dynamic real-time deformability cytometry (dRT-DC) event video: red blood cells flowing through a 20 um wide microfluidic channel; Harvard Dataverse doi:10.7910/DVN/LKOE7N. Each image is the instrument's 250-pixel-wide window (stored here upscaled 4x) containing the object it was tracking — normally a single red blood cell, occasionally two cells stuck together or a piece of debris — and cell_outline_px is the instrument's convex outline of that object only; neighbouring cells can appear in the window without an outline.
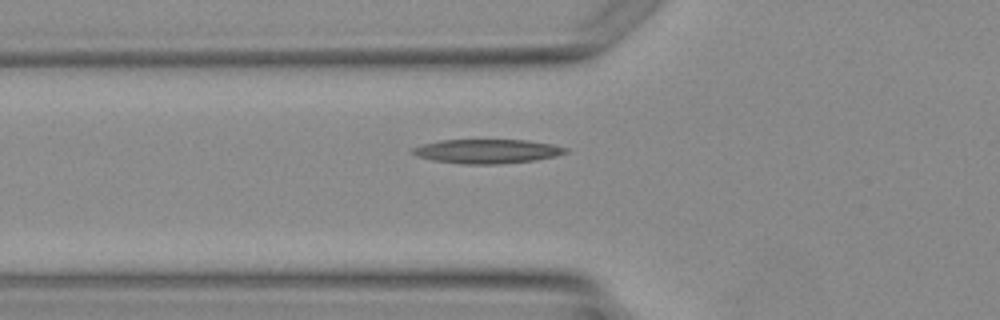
{"species": "Egyptian fruit bat (a non-hibernating species)", "species_latin": "Rousettus aegyptiacus", "temperature_condition": "warm", "stored_images_in_passage": 5, "camera_frame_rate_fps": 3000, "um_per_image_px": 0.085, "animal": {"sex": "female"}, "frame": {"image": 1, "passage_image": 5, "time_ms": 4.667, "image_size_px": [1000, 320], "cell_outline_px": [[568, 152], [556, 156], [532, 160], [500, 164], [464, 164], [432, 160], [416, 156], [412, 152], [412, 148], [424, 144], [440, 140], [528, 140], [552, 144], [568, 148]], "centroid_in_image_um": [41.41, 12.86], "position_along_channel_um": 84.4, "area_um2": 21.44}}